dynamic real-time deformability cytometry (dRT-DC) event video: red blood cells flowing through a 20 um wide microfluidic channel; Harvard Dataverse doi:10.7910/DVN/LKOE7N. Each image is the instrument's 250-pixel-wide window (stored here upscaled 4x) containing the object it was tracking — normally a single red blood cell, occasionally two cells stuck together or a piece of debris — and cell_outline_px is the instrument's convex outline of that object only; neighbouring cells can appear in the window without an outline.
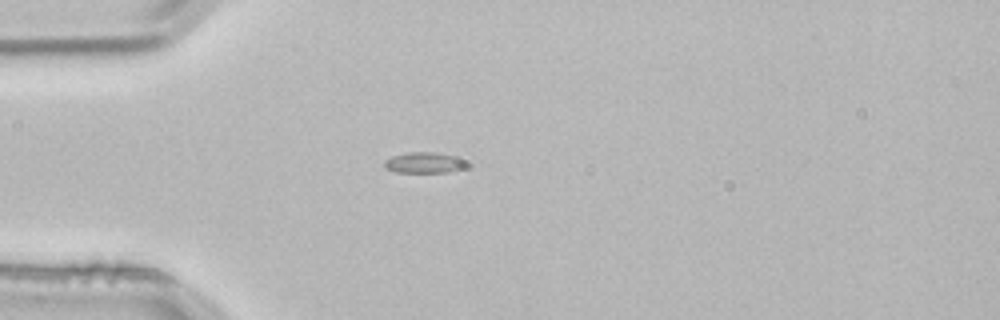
{"species": "common noctule bat (a hibernating species)", "species_latin": "Nyctalus noctula", "temperature_condition": "room temperature", "stored_images_in_passage": 1, "camera_frame_rate_fps": 3000, "um_per_image_px": 0.085, "animal": {"sex": "male", "body_mass_g": 21.5, "forearm_length_mm": 52.0}, "frame": {"image": 1, "passage_image": 1, "time_ms": 0.0, "image_size_px": [1000, 320], "cell_outline_px": [[468, 164], [460, 168], [448, 172], [396, 172], [388, 168], [384, 164], [384, 160], [392, 156], [404, 152], [436, 152], [468, 156]], "centroid_in_image_um": [36.18, 13.78], "position_along_channel_um": 48.8, "area_um2": 10.35}}